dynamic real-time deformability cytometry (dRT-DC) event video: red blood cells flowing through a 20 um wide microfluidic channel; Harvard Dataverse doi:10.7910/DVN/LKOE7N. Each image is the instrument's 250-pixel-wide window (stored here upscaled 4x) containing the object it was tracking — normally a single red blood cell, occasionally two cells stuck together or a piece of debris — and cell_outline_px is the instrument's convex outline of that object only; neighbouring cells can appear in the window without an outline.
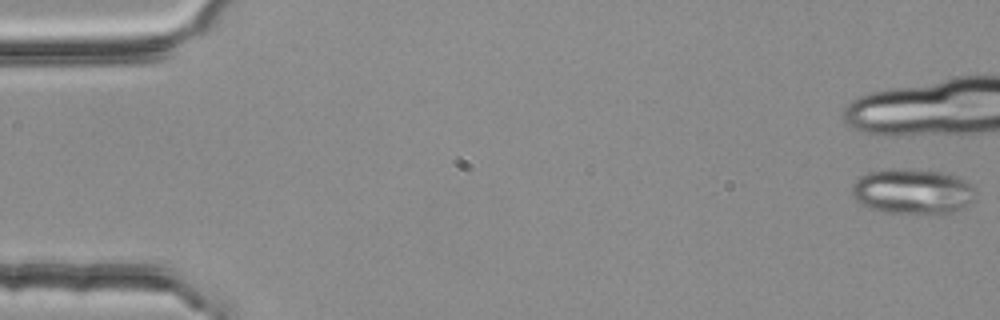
{"species": "common noctule bat (a hibernating species)", "species_latin": "Nyctalus noctula", "temperature_condition": "room temperature", "stored_images_in_passage": 7, "camera_frame_rate_fps": 3000, "um_per_image_px": 0.085, "animal": {"sex": "female", "body_mass_g": 25.1}, "frame": {"image": 1, "passage_image": 1, "time_ms": 0.0, "image_size_px": [1000, 320], "cell_outline_px": [[976, 192], [972, 200], [964, 208], [952, 212], [884, 212], [868, 208], [860, 204], [852, 196], [852, 184], [860, 176], [868, 172], [884, 168], [892, 168], [944, 172], [956, 176], [964, 180]], "centroid_in_image_um": [77.51, 16.25], "position_along_channel_um": 7.5, "area_um2": 32.37}}